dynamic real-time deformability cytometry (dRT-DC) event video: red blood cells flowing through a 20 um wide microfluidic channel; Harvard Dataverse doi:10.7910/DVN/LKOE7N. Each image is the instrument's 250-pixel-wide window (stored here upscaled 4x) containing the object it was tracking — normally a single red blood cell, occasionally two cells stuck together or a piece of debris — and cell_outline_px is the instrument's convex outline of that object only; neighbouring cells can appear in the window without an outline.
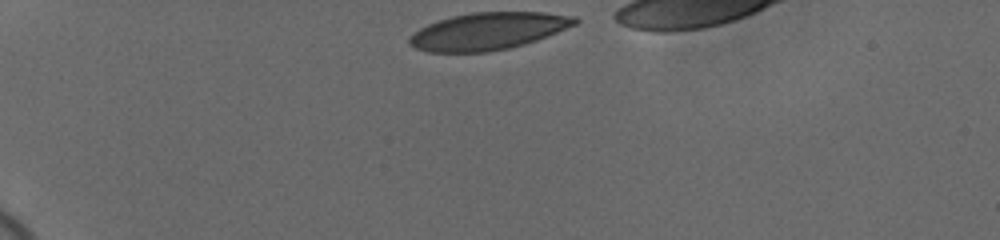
{"species": "human", "species_latin": "Homo sapiens", "temperature_condition": "cold", "stored_images_in_passage": 36, "camera_frame_rate_fps": 3000, "um_per_image_px": 0.085, "donor": {"sex": "female"}, "frame": {"image": 1, "passage_image": 1, "time_ms": 0.0, "image_size_px": [1000, 240], "cell_outline_px": [[580, 20], [576, 24], [536, 40], [524, 44], [508, 48], [488, 52], [428, 52], [416, 48], [408, 44], [408, 40], [420, 28], [428, 24], [452, 16], [472, 12], [544, 12], [576, 16]], "centroid_in_image_um": [41.5, 2.64], "position_along_channel_um": 43.5, "area_um2": 35.66}}
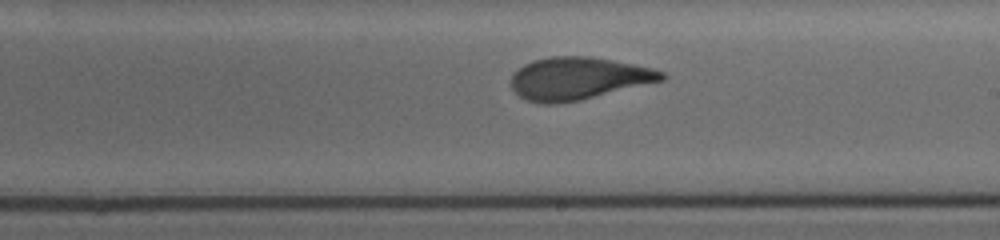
{"frame": {"image": 2, "passage_image": 22, "time_ms": 7.0, "image_size_px": [1000, 240], "cell_outline_px": [[668, 76], [664, 80], [580, 100], [556, 104], [540, 104], [528, 100], [520, 96], [512, 88], [508, 80], [512, 72], [524, 64], [532, 60], [552, 56], [588, 56], [612, 60], [652, 68], [664, 72]], "centroid_in_image_um": [49.1, 6.66], "position_along_channel_um": 239.9, "area_um2": 37.45}}
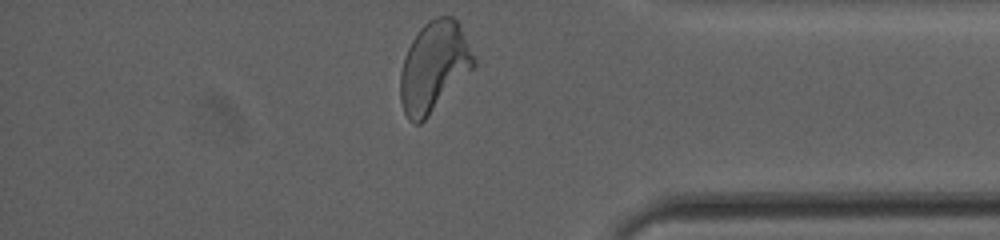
{"frame": {"image": 3, "passage_image": 36, "time_ms": 11.667, "image_size_px": [1000, 240], "cell_outline_px": [[476, 64], [428, 116], [420, 124], [416, 124], [408, 120], [404, 112], [400, 100], [400, 72], [404, 56], [416, 32], [428, 20], [436, 16], [452, 16], [456, 20], [476, 60]], "centroid_in_image_um": [36.84, 5.67], "position_along_channel_um": 398.4, "area_um2": 38.09}, "authors_computed_cell_mechanics": {"area_um2": 37.5989, "velocity_mm_per_s": 3.6547, "shape_relaxation_time_tau1_ms": 5.6642, "shape_relaxation_time_tau2_ms": 1.3005, "deformation_change_tau1": 0.1958, "deformation_change_tau2": 0.0786}}